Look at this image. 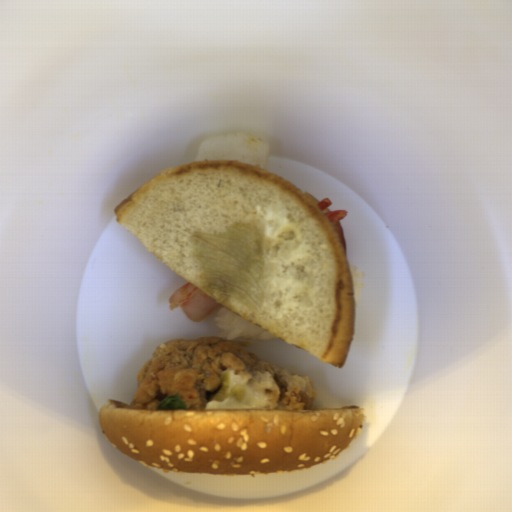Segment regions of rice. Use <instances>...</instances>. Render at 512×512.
Returning a JSON list of instances; mask_svg holds the SVG:
<instances>
[{"mask_svg":"<svg viewBox=\"0 0 512 512\" xmlns=\"http://www.w3.org/2000/svg\"><path fill=\"white\" fill-rule=\"evenodd\" d=\"M269 151L270 144L266 140L248 131H236L205 138L194 161L231 159L249 162L266 170Z\"/></svg>","mask_w":512,"mask_h":512,"instance_id":"rice-1","label":"rice"},{"mask_svg":"<svg viewBox=\"0 0 512 512\" xmlns=\"http://www.w3.org/2000/svg\"><path fill=\"white\" fill-rule=\"evenodd\" d=\"M213 322L218 330L217 336L232 341L237 339L272 340L277 338L225 306L213 315Z\"/></svg>","mask_w":512,"mask_h":512,"instance_id":"rice-2","label":"rice"}]
</instances>
